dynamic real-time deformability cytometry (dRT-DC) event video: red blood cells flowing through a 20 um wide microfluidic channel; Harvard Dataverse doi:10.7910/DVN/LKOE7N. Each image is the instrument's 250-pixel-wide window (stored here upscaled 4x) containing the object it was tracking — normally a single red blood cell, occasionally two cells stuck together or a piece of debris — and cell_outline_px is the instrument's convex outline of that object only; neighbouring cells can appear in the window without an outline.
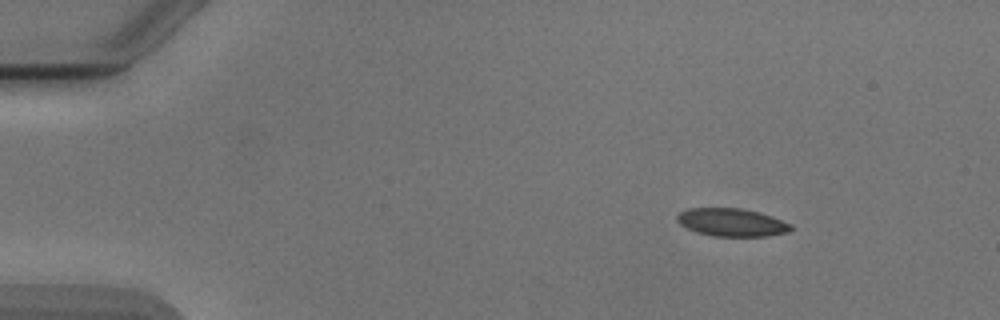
{"species": "Egyptian fruit bat (a non-hibernating species)", "species_latin": "Rousettus aegyptiacus", "temperature_condition": "cold", "stored_images_in_passage": 5, "camera_frame_rate_fps": 3000, "um_per_image_px": 0.085, "animal": {"sex": "male"}, "frame": {"image": 1, "passage_image": 1, "time_ms": 0.0, "image_size_px": [1000, 320], "cell_outline_px": [[792, 228], [788, 232], [768, 236], [712, 236], [696, 232], [680, 224], [676, 220], [676, 216], [680, 212], [688, 208], [740, 208], [756, 212], [792, 224]], "centroid_in_image_um": [62.15, 18.91], "position_along_channel_um": 22.8, "area_um2": 18.32}}
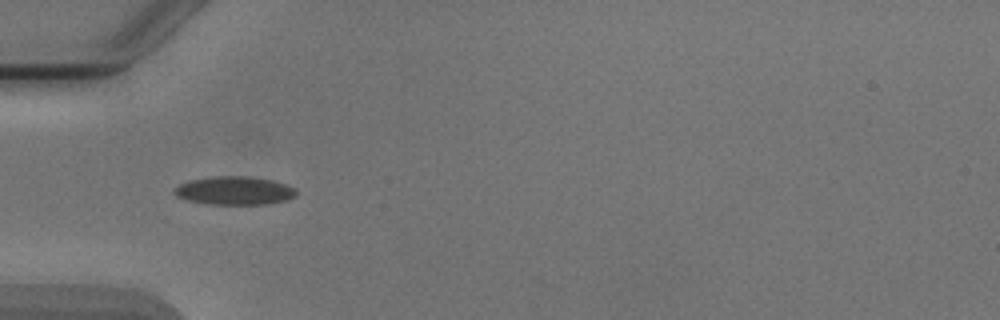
{"frame": {"image": 2, "passage_image": 4, "time_ms": 3.333, "image_size_px": [1000, 320], "cell_outline_px": [[296, 196], [288, 200], [268, 204], [204, 204], [188, 200], [176, 196], [172, 192], [172, 188], [188, 180], [212, 176], [248, 176], [272, 180], [284, 184], [292, 188], [296, 192]], "centroid_in_image_um": [19.87, 16.2], "position_along_channel_um": 65.1, "area_um2": 20.29}}